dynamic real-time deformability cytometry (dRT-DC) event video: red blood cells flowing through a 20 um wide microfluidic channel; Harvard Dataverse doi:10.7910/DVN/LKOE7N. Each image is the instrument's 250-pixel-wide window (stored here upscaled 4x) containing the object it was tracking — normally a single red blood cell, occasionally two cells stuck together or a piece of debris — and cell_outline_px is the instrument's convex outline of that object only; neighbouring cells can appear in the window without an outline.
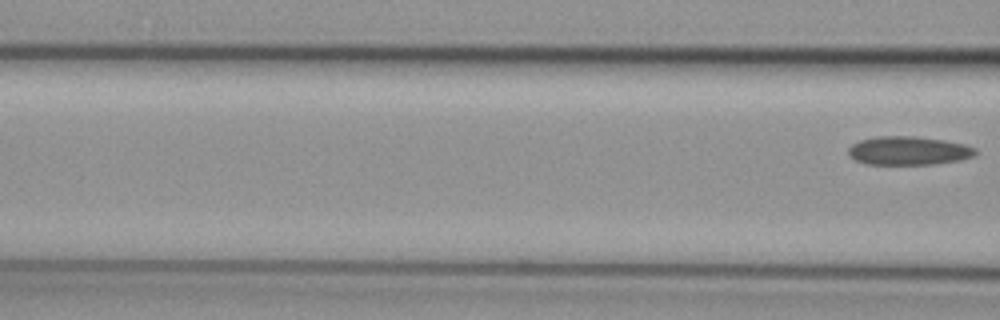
{"species": "common noctule bat (a hibernating species)", "species_latin": "Nyctalus noctula", "temperature_condition": "cold", "stored_images_in_passage": 8, "segment_of_instrument_passage": [2, 2], "camera_frame_rate_fps": 3000, "um_per_image_px": 0.085, "animal": {"sex": "female", "body_mass_g": 29.2, "forearm_length_mm": 56.3}, "frame": {"image": 1, "passage_image": 8, "time_ms": 9.0, "image_size_px": [1000, 320], "cell_outline_px": [[976, 152], [972, 156], [960, 160], [932, 164], [868, 164], [856, 160], [848, 156], [848, 148], [852, 144], [860, 140], [876, 136], [916, 136], [944, 140], [964, 144], [976, 148]], "centroid_in_image_um": [77.19, 12.8], "position_along_channel_um": 89.4, "area_um2": 21.15}}